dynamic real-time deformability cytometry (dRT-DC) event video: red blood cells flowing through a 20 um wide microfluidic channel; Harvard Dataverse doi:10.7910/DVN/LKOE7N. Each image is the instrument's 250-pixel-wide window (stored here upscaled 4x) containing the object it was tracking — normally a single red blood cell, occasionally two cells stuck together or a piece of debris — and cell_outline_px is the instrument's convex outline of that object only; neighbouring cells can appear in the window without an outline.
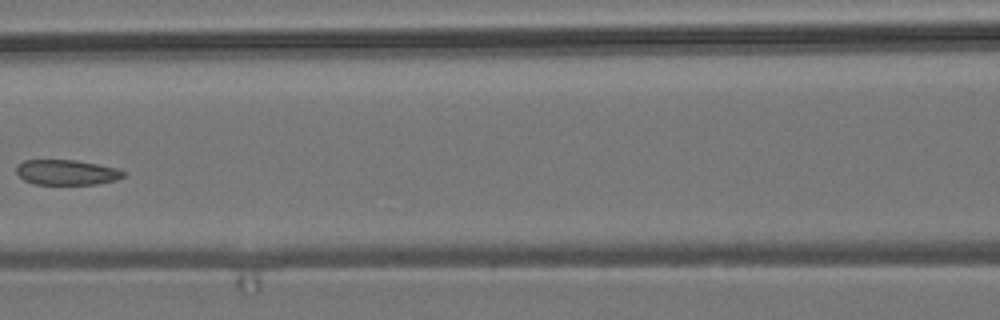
{"species": "common noctule bat (a hibernating species)", "species_latin": "Nyctalus noctula", "temperature_condition": "room temperature", "stored_images_in_passage": 8, "camera_frame_rate_fps": 3000, "um_per_image_px": 0.085, "animal": {"sex": "male", "body_mass_g": 19.2, "forearm_length_mm": 51.8}, "frame": {"image": 1, "passage_image": 7, "time_ms": 2.0, "image_size_px": [1000, 320], "cell_outline_px": [[124, 176], [116, 180], [96, 184], [36, 184], [24, 180], [16, 172], [16, 164], [24, 160], [76, 160], [116, 168], [124, 172]], "centroid_in_image_um": [5.63, 14.64], "position_along_channel_um": 161.0, "area_um2": 15.61}}
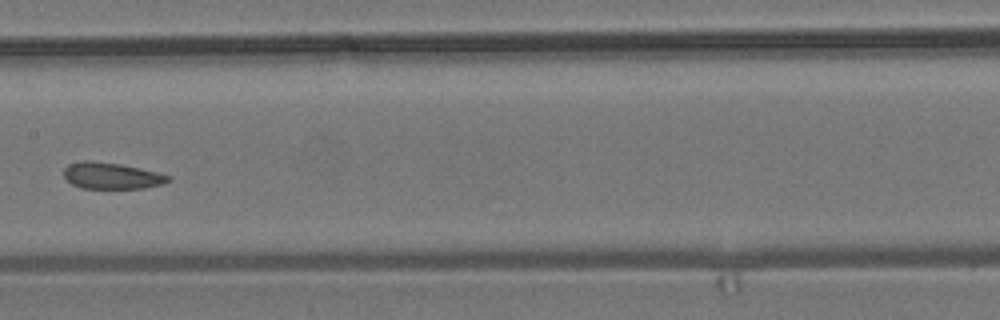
{"frame": {"image": 2, "passage_image": 8, "time_ms": 2.333, "image_size_px": [1000, 320], "cell_outline_px": [[168, 180], [160, 184], [144, 188], [80, 188], [72, 184], [64, 176], [64, 168], [68, 164], [84, 160], [88, 160], [120, 164], [156, 172], [168, 176]], "centroid_in_image_um": [9.4, 14.93], "position_along_channel_um": 198.0, "area_um2": 15.72}}